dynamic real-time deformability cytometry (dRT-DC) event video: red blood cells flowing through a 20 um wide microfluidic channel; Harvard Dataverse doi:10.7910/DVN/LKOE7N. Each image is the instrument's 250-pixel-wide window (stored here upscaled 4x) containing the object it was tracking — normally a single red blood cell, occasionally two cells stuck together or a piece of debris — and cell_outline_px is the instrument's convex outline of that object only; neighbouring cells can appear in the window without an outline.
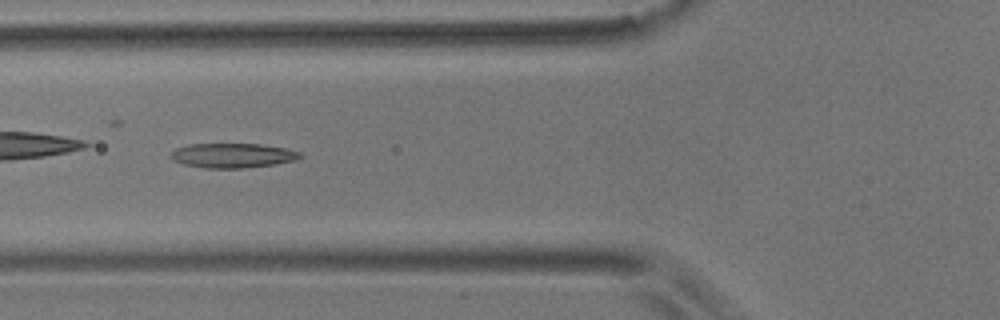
{"species": "common noctule bat (a hibernating species)", "species_latin": "Nyctalus noctula", "temperature_condition": "room temperature", "stored_images_in_passage": 4, "camera_frame_rate_fps": 3000, "um_per_image_px": 0.085, "animal": {"sex": "male", "body_mass_g": 17.9}, "frame": {"image": 1, "passage_image": 3, "time_ms": 2.667, "image_size_px": [1000, 320], "cell_outline_px": [[304, 156], [296, 160], [276, 164], [244, 168], [204, 168], [184, 164], [172, 160], [168, 156], [176, 148], [188, 144], [260, 144], [288, 148], [300, 152]], "centroid_in_image_um": [19.79, 13.21], "position_along_channel_um": 106.0, "area_um2": 18.73}}